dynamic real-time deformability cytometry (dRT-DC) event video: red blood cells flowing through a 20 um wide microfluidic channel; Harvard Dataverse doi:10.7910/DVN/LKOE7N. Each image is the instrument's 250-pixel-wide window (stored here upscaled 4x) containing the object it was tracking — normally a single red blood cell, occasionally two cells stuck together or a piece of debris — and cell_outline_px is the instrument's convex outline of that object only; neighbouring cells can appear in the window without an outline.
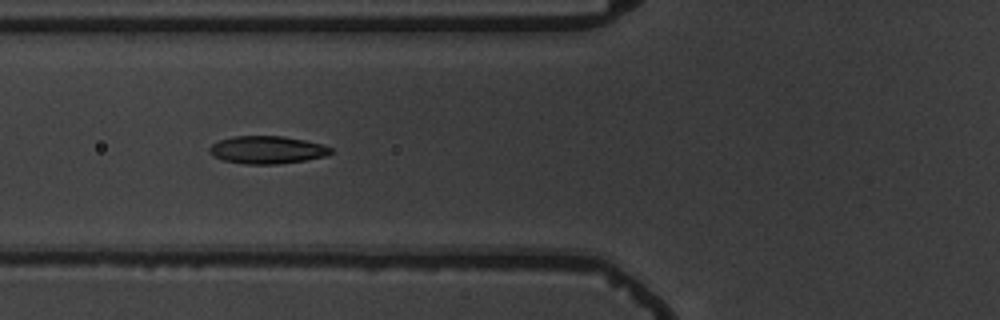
{"species": "common noctule bat (a hibernating species)", "species_latin": "Nyctalus noctula", "temperature_condition": "warm", "stored_images_in_passage": 3, "camera_frame_rate_fps": 3000, "um_per_image_px": 0.085, "animal": {"sex": "male", "body_mass_g": 19.5, "forearm_length_mm": 54.6}, "frame": {"image": 1, "passage_image": 2, "time_ms": 1.0, "image_size_px": [1000, 320], "cell_outline_px": [[332, 152], [324, 156], [304, 160], [276, 164], [244, 164], [224, 160], [212, 156], [208, 152], [208, 148], [212, 144], [220, 140], [232, 136], [284, 136], [304, 140], [320, 144], [332, 148]], "centroid_in_image_um": [22.65, 12.73], "position_along_channel_um": 103.2, "area_um2": 19.48}}
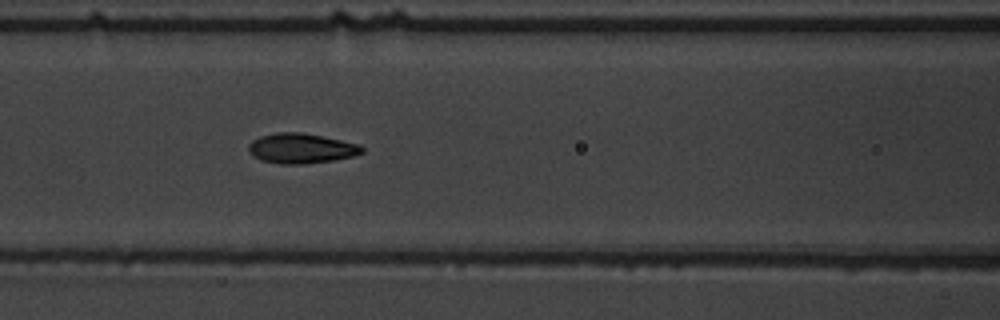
{"frame": {"image": 2, "passage_image": 3, "time_ms": 2.0, "image_size_px": [1000, 320], "cell_outline_px": [[364, 152], [352, 156], [336, 160], [300, 164], [280, 164], [260, 160], [252, 156], [248, 152], [248, 144], [252, 140], [260, 136], [276, 132], [300, 132], [360, 144], [364, 148]], "centroid_in_image_um": [25.56, 12.61], "position_along_channel_um": 141.0, "area_um2": 19.94}}